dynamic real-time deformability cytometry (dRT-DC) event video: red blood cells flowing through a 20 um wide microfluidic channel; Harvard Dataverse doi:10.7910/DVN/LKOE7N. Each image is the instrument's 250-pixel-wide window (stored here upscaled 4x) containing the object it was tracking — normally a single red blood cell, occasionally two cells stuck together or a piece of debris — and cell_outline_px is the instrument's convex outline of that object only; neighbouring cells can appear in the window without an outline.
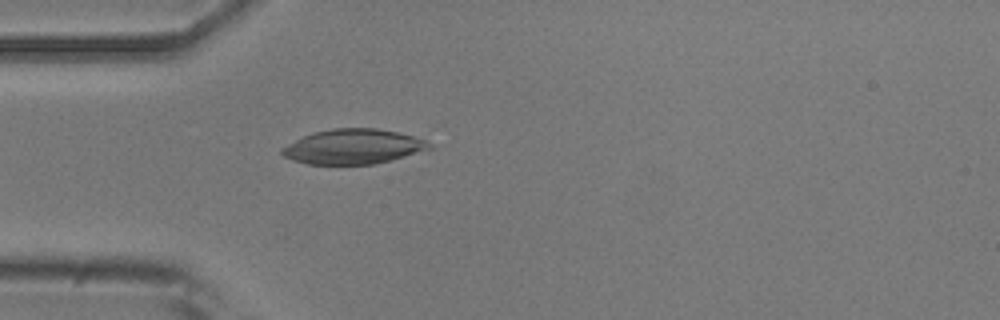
{"species": "common noctule bat (a hibernating species)", "species_latin": "Nyctalus noctula", "temperature_condition": "room temperature", "stored_images_in_passage": 24, "camera_frame_rate_fps": 3000, "um_per_image_px": 0.085, "animal": {"sex": "male", "body_mass_g": 20.5, "forearm_length_mm": 52.5}, "frame": {"image": 1, "passage_image": 3, "time_ms": 0.667, "image_size_px": [1000, 320], "cell_outline_px": [[432, 148], [376, 164], [308, 164], [292, 160], [284, 156], [280, 152], [280, 148], [312, 132], [332, 128], [376, 128], [396, 132], [412, 136], [424, 140], [432, 144]], "centroid_in_image_um": [29.99, 12.46], "position_along_channel_um": 55.0, "area_um2": 29.71}}
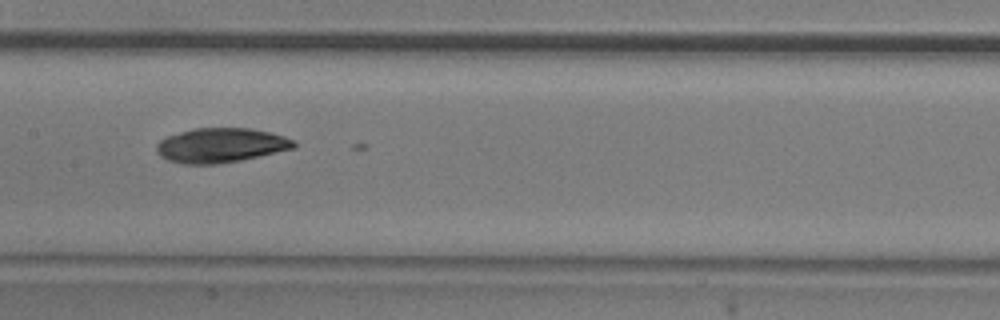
{"frame": {"image": 2, "passage_image": 14, "time_ms": 4.333, "image_size_px": [1000, 320], "cell_outline_px": [[296, 148], [240, 160], [216, 164], [184, 164], [168, 160], [160, 156], [156, 152], [156, 144], [160, 140], [168, 136], [192, 128], [252, 128], [284, 136], [296, 140]], "centroid_in_image_um": [18.77, 12.35], "position_along_channel_um": 188.6, "area_um2": 27.69}}
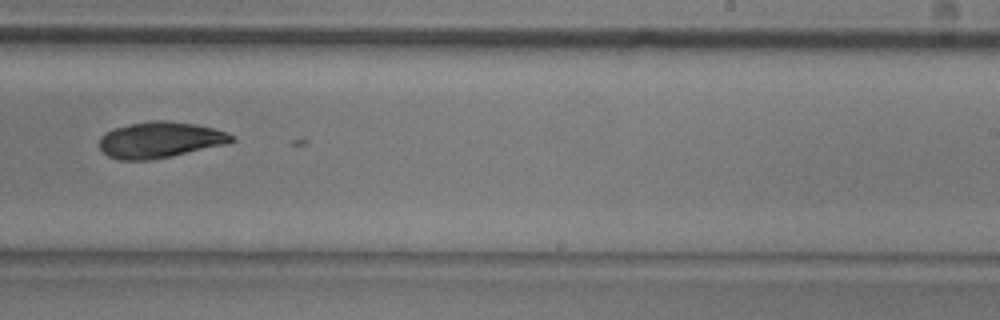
{"frame": {"image": 3, "passage_image": 21, "time_ms": 6.667, "image_size_px": [1000, 320], "cell_outline_px": [[236, 140], [224, 144], [172, 156], [148, 160], [120, 160], [108, 156], [100, 148], [100, 136], [104, 132], [112, 128], [152, 120], [168, 120], [196, 124], [212, 128], [236, 136]], "centroid_in_image_um": [13.57, 11.88], "position_along_channel_um": 275.4, "area_um2": 27.69}}